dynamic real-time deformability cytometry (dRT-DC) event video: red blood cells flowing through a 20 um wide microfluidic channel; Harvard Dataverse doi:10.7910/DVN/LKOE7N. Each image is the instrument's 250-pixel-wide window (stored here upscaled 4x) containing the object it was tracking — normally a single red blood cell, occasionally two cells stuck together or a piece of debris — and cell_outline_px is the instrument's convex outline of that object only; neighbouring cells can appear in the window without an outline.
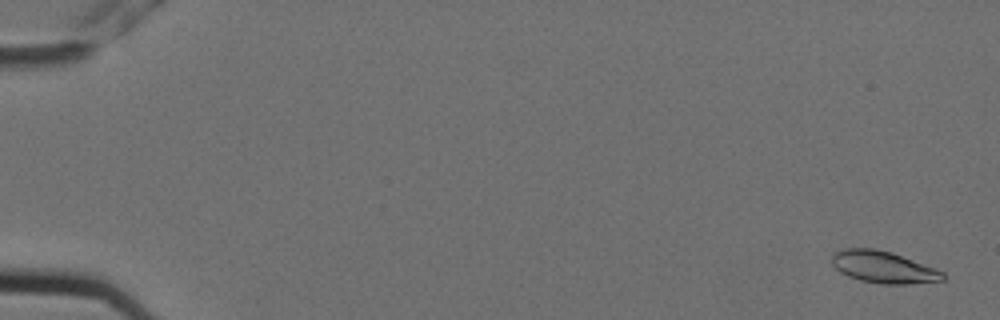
{"species": "Egyptian fruit bat (a non-hibernating species)", "species_latin": "Rousettus aegyptiacus", "temperature_condition": "cold", "stored_images_in_passage": 4, "camera_frame_rate_fps": 3000, "um_per_image_px": 0.085, "animal": {"sex": "female"}, "frame": {"image": 1, "passage_image": 1, "time_ms": 0.0, "image_size_px": [1000, 320], "cell_outline_px": [[944, 280], [908, 284], [880, 284], [860, 280], [848, 276], [840, 272], [832, 264], [832, 256], [836, 252], [844, 248], [876, 248], [892, 252], [936, 268], [944, 272]], "centroid_in_image_um": [75.1, 22.7], "position_along_channel_um": 9.9, "area_um2": 20.69}}